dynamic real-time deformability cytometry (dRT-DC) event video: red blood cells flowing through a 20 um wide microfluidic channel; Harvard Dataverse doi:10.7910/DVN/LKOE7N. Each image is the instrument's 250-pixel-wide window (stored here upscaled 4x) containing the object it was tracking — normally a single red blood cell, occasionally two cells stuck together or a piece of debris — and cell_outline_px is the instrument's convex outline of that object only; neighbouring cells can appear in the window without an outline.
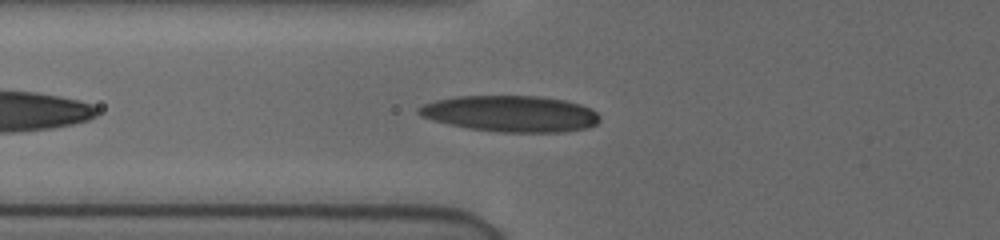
{"species": "human", "species_latin": "Homo sapiens", "temperature_condition": "cold", "stored_images_in_passage": 37, "camera_frame_rate_fps": 3000, "um_per_image_px": 0.085, "donor": {"sex": "female"}, "frame": {"image": 1, "passage_image": 5, "time_ms": 1.333, "image_size_px": [1000, 240], "cell_outline_px": [[600, 120], [596, 124], [588, 128], [564, 132], [500, 132], [468, 128], [448, 124], [432, 120], [420, 116], [416, 112], [416, 108], [424, 104], [436, 100], [456, 96], [540, 96], [564, 100], [580, 104], [592, 108], [600, 116]], "centroid_in_image_um": [43.41, 9.66], "position_along_channel_um": 82.4, "area_um2": 38.44}}
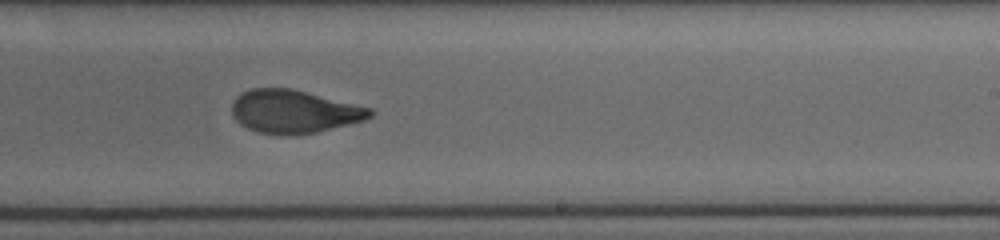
{"frame": {"image": 2, "passage_image": 19, "time_ms": 6.0, "image_size_px": [1000, 240], "cell_outline_px": [[376, 112], [372, 116], [364, 120], [316, 132], [288, 136], [256, 132], [240, 124], [232, 116], [232, 100], [236, 96], [252, 88], [292, 88], [372, 108]], "centroid_in_image_um": [24.98, 9.48], "position_along_channel_um": 264.0, "area_um2": 34.91}}
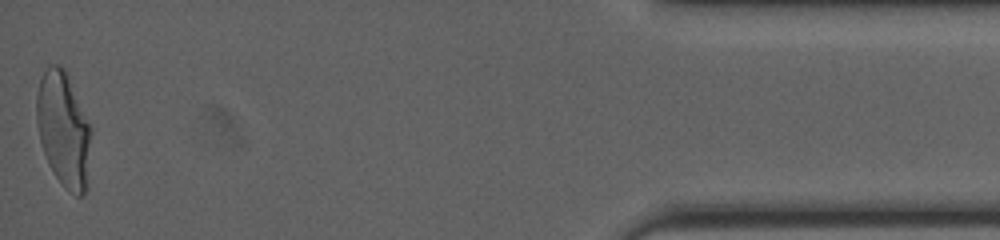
{"frame": {"image": 3, "passage_image": 37, "time_ms": 12.0, "image_size_px": [1000, 240], "cell_outline_px": [[92, 132], [88, 188], [84, 196], [76, 196], [56, 176], [44, 152], [40, 140], [36, 124], [36, 96], [40, 80], [48, 64], [60, 64], [68, 72], [92, 128]], "centroid_in_image_um": [5.44, 10.96], "position_along_channel_um": 429.8, "area_um2": 37.11}, "authors_computed_cell_mechanics": {"area_um2": 35.547, "velocity_mm_per_s": 3.8914, "shape_relaxation_time_tau1_ms": 4.2287, "shape_relaxation_time_tau2_ms": 1.2889, "deformation_change_tau1": 0.1827, "deformation_change_tau2": 0.0763}}